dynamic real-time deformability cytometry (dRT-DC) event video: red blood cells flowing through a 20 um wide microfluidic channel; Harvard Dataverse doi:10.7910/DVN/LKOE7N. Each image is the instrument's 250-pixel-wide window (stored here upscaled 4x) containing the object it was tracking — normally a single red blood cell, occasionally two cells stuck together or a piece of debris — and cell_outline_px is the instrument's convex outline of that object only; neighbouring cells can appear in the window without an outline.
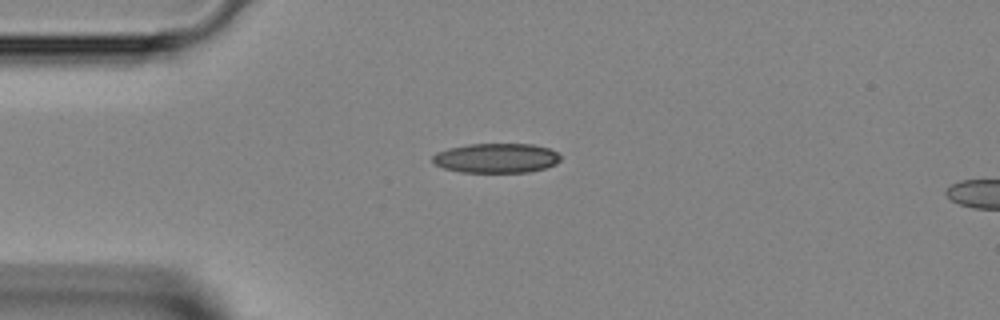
{"species": "Egyptian fruit bat (a non-hibernating species)", "species_latin": "Rousettus aegyptiacus", "temperature_condition": "room temperature", "stored_images_in_passage": 13, "camera_frame_rate_fps": 3000, "um_per_image_px": 0.085, "animal": {"sex": "female"}, "frame": {"image": 1, "passage_image": 10, "time_ms": 3.0, "image_size_px": [1000, 320], "cell_outline_px": [[560, 160], [556, 164], [544, 168], [528, 172], [460, 172], [444, 168], [432, 164], [432, 156], [436, 152], [448, 148], [468, 144], [532, 144], [548, 148], [556, 152], [560, 156]], "centroid_in_image_um": [42.14, 13.44], "position_along_channel_um": 42.9, "area_um2": 22.14}}